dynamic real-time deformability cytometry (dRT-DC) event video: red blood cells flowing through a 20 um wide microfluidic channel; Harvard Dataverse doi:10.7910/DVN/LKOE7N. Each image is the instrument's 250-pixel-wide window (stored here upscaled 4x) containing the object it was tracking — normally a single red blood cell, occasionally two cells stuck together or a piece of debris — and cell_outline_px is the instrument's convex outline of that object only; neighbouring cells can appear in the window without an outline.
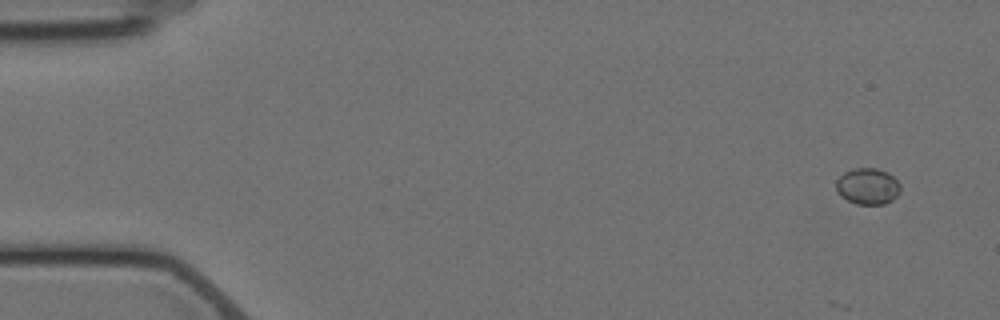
{"species": "Egyptian fruit bat (a non-hibernating species)", "species_latin": "Rousettus aegyptiacus", "temperature_condition": "cold", "stored_images_in_passage": 7, "camera_frame_rate_fps": 3000, "um_per_image_px": 0.085, "animal": {"sex": "female"}, "frame": {"image": 1, "passage_image": 2, "time_ms": 1.0, "image_size_px": [1000, 320], "cell_outline_px": [[900, 192], [892, 200], [884, 204], [856, 204], [840, 196], [836, 192], [836, 180], [844, 172], [852, 168], [876, 168], [888, 172], [900, 184]], "centroid_in_image_um": [73.74, 15.83], "position_along_channel_um": 11.3, "area_um2": 13.7}}
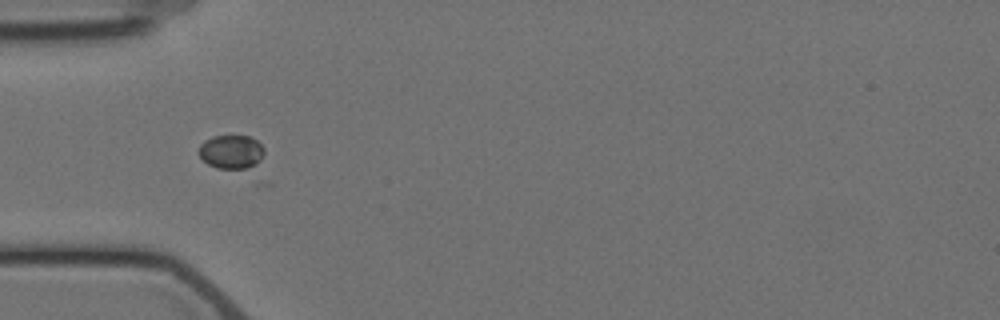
{"frame": {"image": 2, "passage_image": 6, "time_ms": 6.0, "image_size_px": [1000, 320], "cell_outline_px": [[264, 152], [260, 160], [256, 164], [248, 168], [216, 168], [208, 164], [200, 156], [200, 144], [204, 140], [212, 136], [248, 136], [256, 140], [264, 148]], "centroid_in_image_um": [19.66, 12.9], "position_along_channel_um": 65.3, "area_um2": 12.72}}
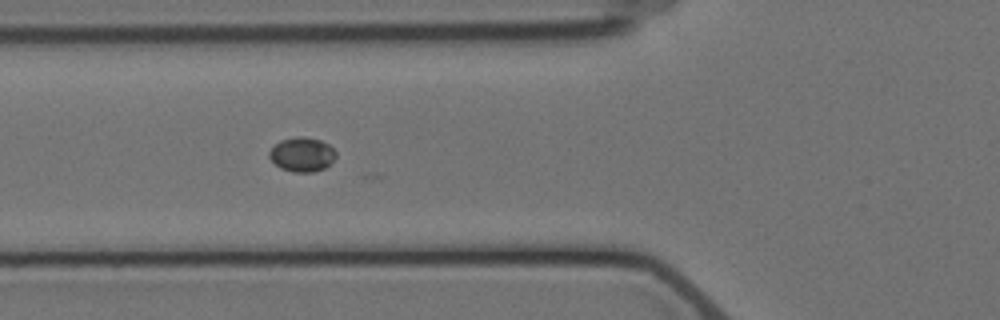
{"frame": {"image": 3, "passage_image": 7, "time_ms": 7.0, "image_size_px": [1000, 320], "cell_outline_px": [[336, 156], [324, 168], [312, 172], [292, 172], [280, 168], [268, 156], [268, 152], [280, 140], [296, 136], [304, 136], [320, 140], [328, 144], [336, 152]], "centroid_in_image_um": [25.65, 13.12], "position_along_channel_um": 100.1, "area_um2": 13.24}}